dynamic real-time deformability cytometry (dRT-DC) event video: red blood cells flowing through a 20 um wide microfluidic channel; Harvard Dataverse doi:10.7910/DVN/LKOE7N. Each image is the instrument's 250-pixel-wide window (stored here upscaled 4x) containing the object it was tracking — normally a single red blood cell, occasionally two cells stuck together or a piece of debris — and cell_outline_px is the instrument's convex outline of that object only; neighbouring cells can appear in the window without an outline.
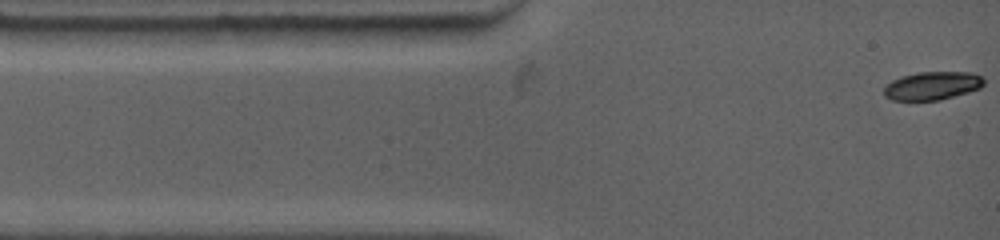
{"species": "common noctule bat (a hibernating species)", "species_latin": "Nyctalus noctula", "temperature_condition": "warm", "stored_images_in_passage": 83, "camera_frame_rate_fps": 4500, "um_per_image_px": 0.085, "animal": {"sex": "female", "body_mass_g": 19.0, "forearm_length_mm": 53.3}, "frame": {"image": 1, "passage_image": 1, "time_ms": 0.0, "image_size_px": [1000, 240], "cell_outline_px": [[984, 84], [980, 88], [968, 92], [936, 100], [892, 100], [884, 96], [884, 88], [892, 80], [900, 76], [916, 72], [972, 72], [980, 76], [984, 80]], "centroid_in_image_um": [79.22, 7.27], "position_along_channel_um": 5.8, "area_um2": 16.36}}
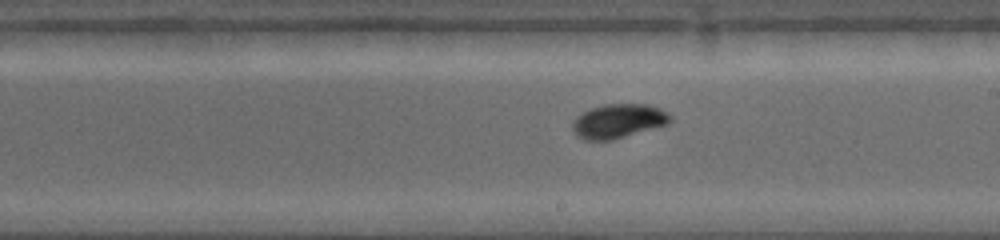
{"frame": {"image": 2, "passage_image": 36, "time_ms": 7.333, "image_size_px": [1000, 240], "cell_outline_px": [[672, 120], [664, 124], [612, 140], [584, 140], [572, 128], [572, 120], [576, 116], [592, 108], [604, 104], [644, 104], [660, 108], [668, 112], [672, 116]], "centroid_in_image_um": [52.54, 10.27], "position_along_channel_um": 236.5, "area_um2": 19.07}}
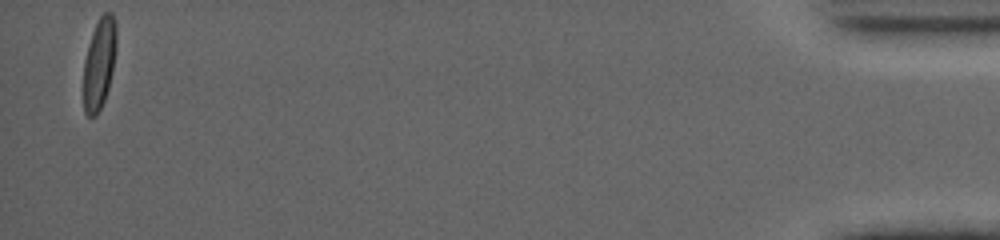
{"frame": {"image": 3, "passage_image": 83, "time_ms": 16.222, "image_size_px": [1000, 240], "cell_outline_px": [[116, 48], [112, 72], [108, 88], [104, 100], [96, 116], [88, 116], [84, 112], [84, 60], [88, 44], [92, 32], [100, 16], [104, 12], [112, 12], [116, 24]], "centroid_in_image_um": [8.44, 5.37], "position_along_channel_um": 426.8, "area_um2": 17.4}, "authors_computed_cell_mechanics": {"area_um2": 17.7446, "velocity_mm_per_s": 3.7885, "shape_relaxation_time_tau1_ms": 2.6254, "shape_relaxation_time_tau2_ms": null, "deformation_change_tau1": 0.13, "deformation_change_tau2": null}}